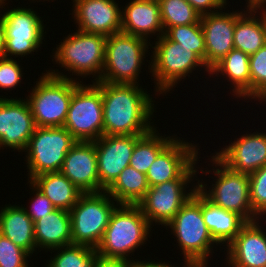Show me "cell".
Masks as SVG:
<instances>
[{
    "mask_svg": "<svg viewBox=\"0 0 266 267\" xmlns=\"http://www.w3.org/2000/svg\"><path fill=\"white\" fill-rule=\"evenodd\" d=\"M138 86L101 82L104 135H145L154 129L152 97Z\"/></svg>",
    "mask_w": 266,
    "mask_h": 267,
    "instance_id": "6da1fadb",
    "label": "cell"
},
{
    "mask_svg": "<svg viewBox=\"0 0 266 267\" xmlns=\"http://www.w3.org/2000/svg\"><path fill=\"white\" fill-rule=\"evenodd\" d=\"M151 225L138 205L119 204L96 250L109 258L130 260V253L148 240Z\"/></svg>",
    "mask_w": 266,
    "mask_h": 267,
    "instance_id": "7a4b0ae2",
    "label": "cell"
},
{
    "mask_svg": "<svg viewBox=\"0 0 266 267\" xmlns=\"http://www.w3.org/2000/svg\"><path fill=\"white\" fill-rule=\"evenodd\" d=\"M51 70L40 76L27 98L36 127H63L74 92V79Z\"/></svg>",
    "mask_w": 266,
    "mask_h": 267,
    "instance_id": "3957f363",
    "label": "cell"
},
{
    "mask_svg": "<svg viewBox=\"0 0 266 267\" xmlns=\"http://www.w3.org/2000/svg\"><path fill=\"white\" fill-rule=\"evenodd\" d=\"M148 40L118 32L106 37L101 82L136 84L148 51Z\"/></svg>",
    "mask_w": 266,
    "mask_h": 267,
    "instance_id": "277c9868",
    "label": "cell"
},
{
    "mask_svg": "<svg viewBox=\"0 0 266 267\" xmlns=\"http://www.w3.org/2000/svg\"><path fill=\"white\" fill-rule=\"evenodd\" d=\"M167 226L176 236L182 255L184 254V260L208 262L212 245L216 242L205 225L202 216V193L198 189Z\"/></svg>",
    "mask_w": 266,
    "mask_h": 267,
    "instance_id": "5b68a950",
    "label": "cell"
},
{
    "mask_svg": "<svg viewBox=\"0 0 266 267\" xmlns=\"http://www.w3.org/2000/svg\"><path fill=\"white\" fill-rule=\"evenodd\" d=\"M74 80V92L63 125L76 141L94 142L104 135L101 81L82 85Z\"/></svg>",
    "mask_w": 266,
    "mask_h": 267,
    "instance_id": "8992f818",
    "label": "cell"
},
{
    "mask_svg": "<svg viewBox=\"0 0 266 267\" xmlns=\"http://www.w3.org/2000/svg\"><path fill=\"white\" fill-rule=\"evenodd\" d=\"M106 192L83 193L70 209L73 244L96 248L119 204Z\"/></svg>",
    "mask_w": 266,
    "mask_h": 267,
    "instance_id": "52a82bcc",
    "label": "cell"
},
{
    "mask_svg": "<svg viewBox=\"0 0 266 267\" xmlns=\"http://www.w3.org/2000/svg\"><path fill=\"white\" fill-rule=\"evenodd\" d=\"M106 36L76 30L69 34L53 54L55 62L70 70L72 75L87 77L93 75L95 81L101 79L105 61ZM87 75V76H86Z\"/></svg>",
    "mask_w": 266,
    "mask_h": 267,
    "instance_id": "ba28073f",
    "label": "cell"
},
{
    "mask_svg": "<svg viewBox=\"0 0 266 267\" xmlns=\"http://www.w3.org/2000/svg\"><path fill=\"white\" fill-rule=\"evenodd\" d=\"M155 41L153 59L151 61L152 76L156 80V92L162 94L169 92L180 79L190 76L198 66H204L205 71L210 72L204 62L192 51L182 48L179 43L169 40L162 34Z\"/></svg>",
    "mask_w": 266,
    "mask_h": 267,
    "instance_id": "9c48e42d",
    "label": "cell"
},
{
    "mask_svg": "<svg viewBox=\"0 0 266 267\" xmlns=\"http://www.w3.org/2000/svg\"><path fill=\"white\" fill-rule=\"evenodd\" d=\"M215 164L213 170L217 179L212 184V189L205 188L207 185L197 182V189L214 205L225 210L236 212L247 222L258 220L259 216L253 212L250 193H249V175L238 173L229 169L215 155L211 157Z\"/></svg>",
    "mask_w": 266,
    "mask_h": 267,
    "instance_id": "30bf717a",
    "label": "cell"
},
{
    "mask_svg": "<svg viewBox=\"0 0 266 267\" xmlns=\"http://www.w3.org/2000/svg\"><path fill=\"white\" fill-rule=\"evenodd\" d=\"M197 159L175 180L166 181L154 187H149L143 199L137 204L150 225H166L175 217L180 208L195 193L197 185L188 193L187 183L194 179ZM187 193V194H186Z\"/></svg>",
    "mask_w": 266,
    "mask_h": 267,
    "instance_id": "8fae6325",
    "label": "cell"
},
{
    "mask_svg": "<svg viewBox=\"0 0 266 267\" xmlns=\"http://www.w3.org/2000/svg\"><path fill=\"white\" fill-rule=\"evenodd\" d=\"M76 142L64 127H36L25 150L28 181L39 174L60 172L65 156Z\"/></svg>",
    "mask_w": 266,
    "mask_h": 267,
    "instance_id": "7c38bea8",
    "label": "cell"
},
{
    "mask_svg": "<svg viewBox=\"0 0 266 267\" xmlns=\"http://www.w3.org/2000/svg\"><path fill=\"white\" fill-rule=\"evenodd\" d=\"M3 18L5 35L3 57L10 59L13 55L24 57L35 52L43 43V21L33 9L20 7L8 9L3 13Z\"/></svg>",
    "mask_w": 266,
    "mask_h": 267,
    "instance_id": "4fadbf2b",
    "label": "cell"
},
{
    "mask_svg": "<svg viewBox=\"0 0 266 267\" xmlns=\"http://www.w3.org/2000/svg\"><path fill=\"white\" fill-rule=\"evenodd\" d=\"M36 129L29 102L0 98V148L25 151Z\"/></svg>",
    "mask_w": 266,
    "mask_h": 267,
    "instance_id": "5bb4252c",
    "label": "cell"
},
{
    "mask_svg": "<svg viewBox=\"0 0 266 267\" xmlns=\"http://www.w3.org/2000/svg\"><path fill=\"white\" fill-rule=\"evenodd\" d=\"M143 135H103L95 142L100 185L107 190L130 164L135 143Z\"/></svg>",
    "mask_w": 266,
    "mask_h": 267,
    "instance_id": "9a60e30c",
    "label": "cell"
},
{
    "mask_svg": "<svg viewBox=\"0 0 266 267\" xmlns=\"http://www.w3.org/2000/svg\"><path fill=\"white\" fill-rule=\"evenodd\" d=\"M60 172L83 193L106 191L100 185L95 142L77 141L65 156Z\"/></svg>",
    "mask_w": 266,
    "mask_h": 267,
    "instance_id": "2e32d148",
    "label": "cell"
},
{
    "mask_svg": "<svg viewBox=\"0 0 266 267\" xmlns=\"http://www.w3.org/2000/svg\"><path fill=\"white\" fill-rule=\"evenodd\" d=\"M242 13L220 11L200 17L205 36V65L209 70L234 49L235 22Z\"/></svg>",
    "mask_w": 266,
    "mask_h": 267,
    "instance_id": "e0dca14e",
    "label": "cell"
},
{
    "mask_svg": "<svg viewBox=\"0 0 266 267\" xmlns=\"http://www.w3.org/2000/svg\"><path fill=\"white\" fill-rule=\"evenodd\" d=\"M78 30L110 36L121 32V8L115 0H73Z\"/></svg>",
    "mask_w": 266,
    "mask_h": 267,
    "instance_id": "ac0fdd59",
    "label": "cell"
},
{
    "mask_svg": "<svg viewBox=\"0 0 266 267\" xmlns=\"http://www.w3.org/2000/svg\"><path fill=\"white\" fill-rule=\"evenodd\" d=\"M215 154L232 171L249 175L266 165V134L246 133Z\"/></svg>",
    "mask_w": 266,
    "mask_h": 267,
    "instance_id": "d6986e66",
    "label": "cell"
},
{
    "mask_svg": "<svg viewBox=\"0 0 266 267\" xmlns=\"http://www.w3.org/2000/svg\"><path fill=\"white\" fill-rule=\"evenodd\" d=\"M176 137L149 167L146 178L149 187L177 179L196 159L198 147Z\"/></svg>",
    "mask_w": 266,
    "mask_h": 267,
    "instance_id": "ffe728a7",
    "label": "cell"
},
{
    "mask_svg": "<svg viewBox=\"0 0 266 267\" xmlns=\"http://www.w3.org/2000/svg\"><path fill=\"white\" fill-rule=\"evenodd\" d=\"M256 221L247 222L227 246L229 266L266 267V232Z\"/></svg>",
    "mask_w": 266,
    "mask_h": 267,
    "instance_id": "44dd1931",
    "label": "cell"
},
{
    "mask_svg": "<svg viewBox=\"0 0 266 267\" xmlns=\"http://www.w3.org/2000/svg\"><path fill=\"white\" fill-rule=\"evenodd\" d=\"M121 31L146 40H148L150 34L153 35L154 33L155 35L156 32H159L157 33V38H159L164 34L159 2L131 0L121 11Z\"/></svg>",
    "mask_w": 266,
    "mask_h": 267,
    "instance_id": "7402d4cb",
    "label": "cell"
},
{
    "mask_svg": "<svg viewBox=\"0 0 266 267\" xmlns=\"http://www.w3.org/2000/svg\"><path fill=\"white\" fill-rule=\"evenodd\" d=\"M37 248L56 249L72 243L69 211L54 209L34 222Z\"/></svg>",
    "mask_w": 266,
    "mask_h": 267,
    "instance_id": "603a6c76",
    "label": "cell"
},
{
    "mask_svg": "<svg viewBox=\"0 0 266 267\" xmlns=\"http://www.w3.org/2000/svg\"><path fill=\"white\" fill-rule=\"evenodd\" d=\"M0 234L29 254L36 250L34 222L24 207L7 205L0 212Z\"/></svg>",
    "mask_w": 266,
    "mask_h": 267,
    "instance_id": "cb8c5ba5",
    "label": "cell"
},
{
    "mask_svg": "<svg viewBox=\"0 0 266 267\" xmlns=\"http://www.w3.org/2000/svg\"><path fill=\"white\" fill-rule=\"evenodd\" d=\"M259 10L262 11L260 19L255 16L258 8H247L235 22L234 49L249 56L266 44V8Z\"/></svg>",
    "mask_w": 266,
    "mask_h": 267,
    "instance_id": "d4e9b609",
    "label": "cell"
},
{
    "mask_svg": "<svg viewBox=\"0 0 266 267\" xmlns=\"http://www.w3.org/2000/svg\"><path fill=\"white\" fill-rule=\"evenodd\" d=\"M202 216L216 245L227 243L226 246H228L241 228L247 223V221L236 212L228 211L214 205L203 194Z\"/></svg>",
    "mask_w": 266,
    "mask_h": 267,
    "instance_id": "484cf974",
    "label": "cell"
},
{
    "mask_svg": "<svg viewBox=\"0 0 266 267\" xmlns=\"http://www.w3.org/2000/svg\"><path fill=\"white\" fill-rule=\"evenodd\" d=\"M30 182L52 202L56 209L70 211L83 194L61 172L39 174Z\"/></svg>",
    "mask_w": 266,
    "mask_h": 267,
    "instance_id": "4316f807",
    "label": "cell"
},
{
    "mask_svg": "<svg viewBox=\"0 0 266 267\" xmlns=\"http://www.w3.org/2000/svg\"><path fill=\"white\" fill-rule=\"evenodd\" d=\"M225 75L232 82L233 93L237 97H251V78L249 68V55L232 49L226 56L218 61L211 69L209 74Z\"/></svg>",
    "mask_w": 266,
    "mask_h": 267,
    "instance_id": "83f0119b",
    "label": "cell"
},
{
    "mask_svg": "<svg viewBox=\"0 0 266 267\" xmlns=\"http://www.w3.org/2000/svg\"><path fill=\"white\" fill-rule=\"evenodd\" d=\"M149 189L146 174L127 166L106 190L116 204L137 205Z\"/></svg>",
    "mask_w": 266,
    "mask_h": 267,
    "instance_id": "f1b7e54d",
    "label": "cell"
},
{
    "mask_svg": "<svg viewBox=\"0 0 266 267\" xmlns=\"http://www.w3.org/2000/svg\"><path fill=\"white\" fill-rule=\"evenodd\" d=\"M156 132L158 130L154 128L135 143L129 165L139 172L146 174L157 156L175 139L173 136H160Z\"/></svg>",
    "mask_w": 266,
    "mask_h": 267,
    "instance_id": "f546056e",
    "label": "cell"
},
{
    "mask_svg": "<svg viewBox=\"0 0 266 267\" xmlns=\"http://www.w3.org/2000/svg\"><path fill=\"white\" fill-rule=\"evenodd\" d=\"M53 250L59 251L47 267H94L98 257L96 248L81 244L71 243Z\"/></svg>",
    "mask_w": 266,
    "mask_h": 267,
    "instance_id": "4dcf8cb0",
    "label": "cell"
},
{
    "mask_svg": "<svg viewBox=\"0 0 266 267\" xmlns=\"http://www.w3.org/2000/svg\"><path fill=\"white\" fill-rule=\"evenodd\" d=\"M164 32L169 27L190 25L200 21V15L186 0H159Z\"/></svg>",
    "mask_w": 266,
    "mask_h": 267,
    "instance_id": "1f68e13d",
    "label": "cell"
},
{
    "mask_svg": "<svg viewBox=\"0 0 266 267\" xmlns=\"http://www.w3.org/2000/svg\"><path fill=\"white\" fill-rule=\"evenodd\" d=\"M164 35L179 43L182 48L192 50L205 64V36L200 21L190 25L169 27Z\"/></svg>",
    "mask_w": 266,
    "mask_h": 267,
    "instance_id": "d6a6232c",
    "label": "cell"
},
{
    "mask_svg": "<svg viewBox=\"0 0 266 267\" xmlns=\"http://www.w3.org/2000/svg\"><path fill=\"white\" fill-rule=\"evenodd\" d=\"M251 99L266 97V44L249 56Z\"/></svg>",
    "mask_w": 266,
    "mask_h": 267,
    "instance_id": "836d02e7",
    "label": "cell"
},
{
    "mask_svg": "<svg viewBox=\"0 0 266 267\" xmlns=\"http://www.w3.org/2000/svg\"><path fill=\"white\" fill-rule=\"evenodd\" d=\"M249 193L253 212L266 214V165L249 174Z\"/></svg>",
    "mask_w": 266,
    "mask_h": 267,
    "instance_id": "e575fe53",
    "label": "cell"
},
{
    "mask_svg": "<svg viewBox=\"0 0 266 267\" xmlns=\"http://www.w3.org/2000/svg\"><path fill=\"white\" fill-rule=\"evenodd\" d=\"M30 254L0 234V267H29Z\"/></svg>",
    "mask_w": 266,
    "mask_h": 267,
    "instance_id": "d590c367",
    "label": "cell"
},
{
    "mask_svg": "<svg viewBox=\"0 0 266 267\" xmlns=\"http://www.w3.org/2000/svg\"><path fill=\"white\" fill-rule=\"evenodd\" d=\"M13 58L0 57V88H15L22 79V68Z\"/></svg>",
    "mask_w": 266,
    "mask_h": 267,
    "instance_id": "8d00e7d4",
    "label": "cell"
},
{
    "mask_svg": "<svg viewBox=\"0 0 266 267\" xmlns=\"http://www.w3.org/2000/svg\"><path fill=\"white\" fill-rule=\"evenodd\" d=\"M31 189L35 192V197L31 199V209L24 208L26 213L30 216L33 222L40 219L42 216L50 214L54 209H56L52 202L40 191L38 190L30 181ZM35 188V189H34Z\"/></svg>",
    "mask_w": 266,
    "mask_h": 267,
    "instance_id": "74e56055",
    "label": "cell"
},
{
    "mask_svg": "<svg viewBox=\"0 0 266 267\" xmlns=\"http://www.w3.org/2000/svg\"><path fill=\"white\" fill-rule=\"evenodd\" d=\"M186 1L194 7V9L198 12L200 16L218 12V10L220 11L222 10V8L226 6V4L222 0H186Z\"/></svg>",
    "mask_w": 266,
    "mask_h": 267,
    "instance_id": "f35d334b",
    "label": "cell"
},
{
    "mask_svg": "<svg viewBox=\"0 0 266 267\" xmlns=\"http://www.w3.org/2000/svg\"><path fill=\"white\" fill-rule=\"evenodd\" d=\"M136 261L122 258H109L98 254L94 267H134Z\"/></svg>",
    "mask_w": 266,
    "mask_h": 267,
    "instance_id": "ab89813d",
    "label": "cell"
},
{
    "mask_svg": "<svg viewBox=\"0 0 266 267\" xmlns=\"http://www.w3.org/2000/svg\"><path fill=\"white\" fill-rule=\"evenodd\" d=\"M146 261H136L135 264H134V267H174V265H169V264H166L165 262L162 263V262H159V263H156L154 261L152 262H146ZM186 263H184V267H207V262H193L191 260H188V259H185Z\"/></svg>",
    "mask_w": 266,
    "mask_h": 267,
    "instance_id": "60d3db41",
    "label": "cell"
},
{
    "mask_svg": "<svg viewBox=\"0 0 266 267\" xmlns=\"http://www.w3.org/2000/svg\"><path fill=\"white\" fill-rule=\"evenodd\" d=\"M6 0H0V8L3 7ZM2 6V7H1ZM4 49H5V35H4V18L3 14L0 11V57L4 56Z\"/></svg>",
    "mask_w": 266,
    "mask_h": 267,
    "instance_id": "b9f144b4",
    "label": "cell"
},
{
    "mask_svg": "<svg viewBox=\"0 0 266 267\" xmlns=\"http://www.w3.org/2000/svg\"><path fill=\"white\" fill-rule=\"evenodd\" d=\"M247 7L248 8H265L266 7V0H247Z\"/></svg>",
    "mask_w": 266,
    "mask_h": 267,
    "instance_id": "7bdbcfd3",
    "label": "cell"
}]
</instances>
